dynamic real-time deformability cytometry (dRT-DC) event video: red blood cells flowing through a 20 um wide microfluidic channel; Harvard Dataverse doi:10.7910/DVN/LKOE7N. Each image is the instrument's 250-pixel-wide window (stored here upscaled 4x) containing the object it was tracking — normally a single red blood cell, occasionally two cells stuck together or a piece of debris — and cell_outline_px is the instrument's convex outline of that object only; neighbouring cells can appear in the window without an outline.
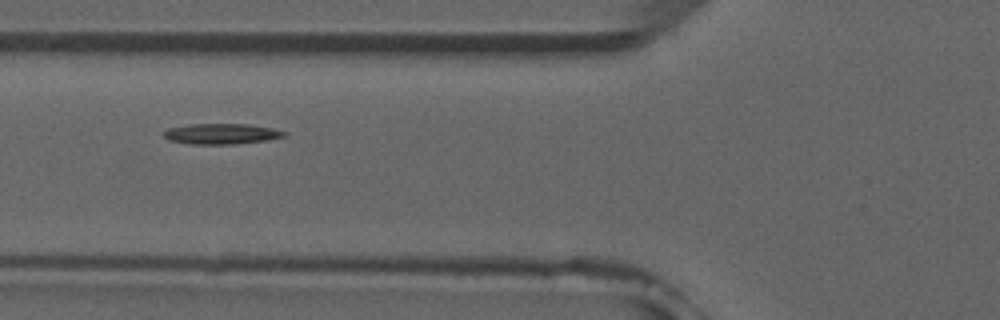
{"species": "common noctule bat (a hibernating species)", "species_latin": "Nyctalus noctula", "temperature_condition": "room temperature", "stored_images_in_passage": 5, "camera_frame_rate_fps": 3000, "um_per_image_px": 0.085, "animal": {"sex": "male", "forearm_length_mm": 52.5}, "frame": {"image": 1, "passage_image": 3, "time_ms": 3.0, "image_size_px": [1000, 320], "cell_outline_px": [[288, 136], [264, 140], [232, 144], [188, 144], [168, 140], [160, 132], [168, 128], [192, 124], [248, 124], [272, 128], [288, 132]], "centroid_in_image_um": [18.79, 11.37], "position_along_channel_um": 107.0, "area_um2": 14.51}}
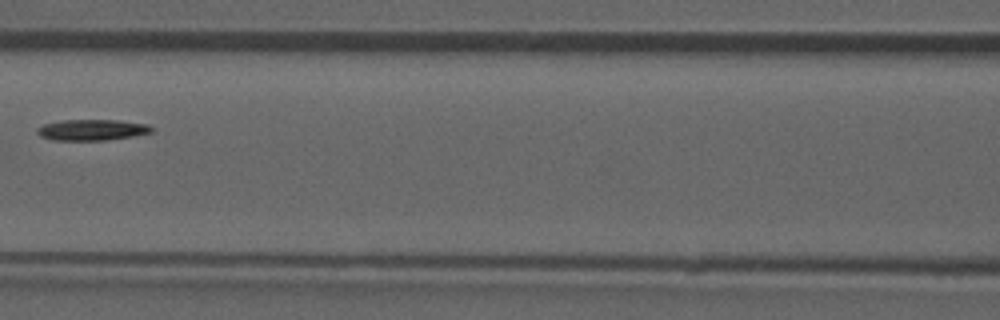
{"frame": {"image": 2, "passage_image": 4, "time_ms": 4.333, "image_size_px": [1000, 320], "cell_outline_px": [[156, 128], [152, 132], [132, 136], [104, 140], [52, 140], [40, 136], [36, 132], [36, 128], [44, 124], [64, 120], [120, 120], [148, 124]], "centroid_in_image_um": [7.84, 11.03], "position_along_channel_um": 158.8, "area_um2": 14.05}}